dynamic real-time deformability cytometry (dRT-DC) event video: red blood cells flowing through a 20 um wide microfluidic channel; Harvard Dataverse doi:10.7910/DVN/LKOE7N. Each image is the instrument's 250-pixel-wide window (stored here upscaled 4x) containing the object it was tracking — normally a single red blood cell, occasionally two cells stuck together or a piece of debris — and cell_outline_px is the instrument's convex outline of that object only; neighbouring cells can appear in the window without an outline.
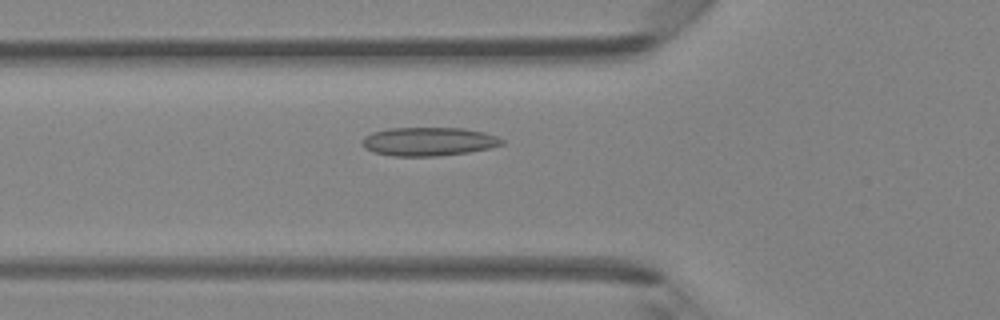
{"species": "Egyptian fruit bat (a non-hibernating species)", "species_latin": "Rousettus aegyptiacus", "temperature_condition": "room temperature", "stored_images_in_passage": 47, "camera_frame_rate_fps": 3000, "um_per_image_px": 0.085, "animal": {"sex": "female"}, "frame": {"image": 1, "passage_image": 17, "time_ms": 5.333, "image_size_px": [1000, 320], "cell_outline_px": [[504, 144], [492, 148], [468, 152], [440, 156], [392, 156], [372, 152], [364, 148], [360, 144], [360, 140], [364, 136], [372, 132], [388, 128], [464, 128], [484, 132], [496, 136], [504, 140]], "centroid_in_image_um": [36.4, 12.03], "position_along_channel_um": 89.4, "area_um2": 23.64}}
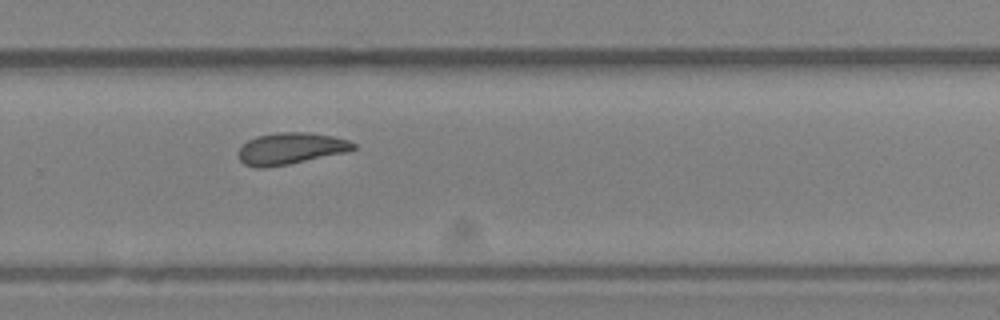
{"frame": {"image": 2, "passage_image": 32, "time_ms": 10.333, "image_size_px": [1000, 320], "cell_outline_px": [[356, 148], [348, 152], [288, 164], [264, 168], [256, 168], [244, 164], [240, 160], [240, 148], [248, 140], [256, 136], [276, 132], [308, 132], [332, 136], [348, 140], [356, 144]], "centroid_in_image_um": [24.73, 12.62], "position_along_channel_um": 305.1, "area_um2": 21.15}}
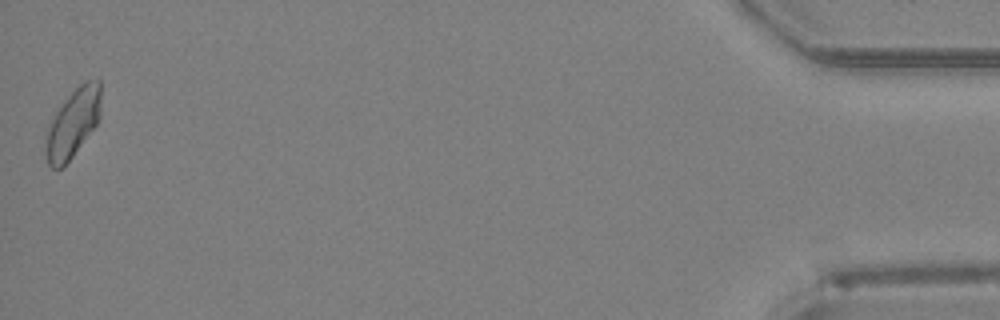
{"frame": {"image": 3, "passage_image": 47, "time_ms": 15.333, "image_size_px": [1000, 320], "cell_outline_px": [[100, 120], [72, 156], [60, 168], [52, 168], [48, 164], [44, 132], [48, 124], [64, 100], [84, 80], [100, 80]], "centroid_in_image_um": [6.19, 10.45], "position_along_channel_um": 429.0, "area_um2": 21.85}, "authors_computed_cell_mechanics": {"area_um2": 21.5594, "velocity_mm_per_s": 4.3338, "shape_relaxation_time_tau1_ms": null, "shape_relaxation_time_tau2_ms": 4.1823, "deformation_change_tau1": null, "deformation_change_tau2": 0.1131}}